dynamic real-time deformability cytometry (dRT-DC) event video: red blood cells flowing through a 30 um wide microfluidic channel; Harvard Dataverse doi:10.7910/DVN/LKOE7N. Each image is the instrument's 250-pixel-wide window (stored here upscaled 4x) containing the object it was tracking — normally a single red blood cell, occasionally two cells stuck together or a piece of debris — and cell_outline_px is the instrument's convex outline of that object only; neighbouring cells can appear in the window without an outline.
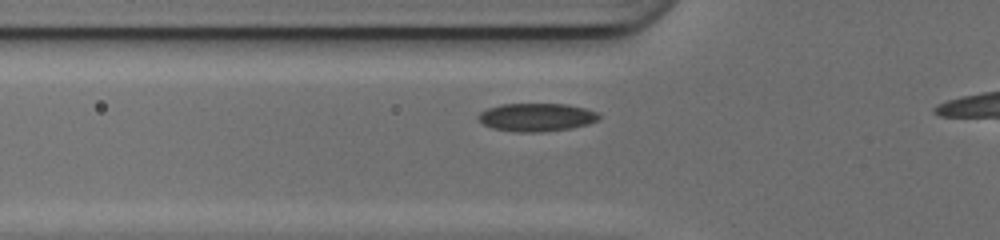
{"species": "common noctule bat (a hibernating species)", "species_latin": "Nyctalus noctula", "temperature_condition": "cold", "stored_images_in_passage": 34, "camera_frame_rate_fps": 3000, "um_per_image_px": 0.085, "animal": {"sex": "female", "body_mass_g": 17.0, "forearm_length_mm": 48.0}, "frame": {"image": 1, "passage_image": 10, "time_ms": 3.0, "image_size_px": [1000, 240], "cell_outline_px": [[600, 116], [596, 120], [588, 124], [572, 128], [540, 132], [520, 132], [492, 128], [484, 124], [476, 116], [480, 112], [488, 108], [500, 104], [568, 104], [600, 112]], "centroid_in_image_um": [45.62, 9.96], "position_along_channel_um": 80.2, "area_um2": 19.77}}
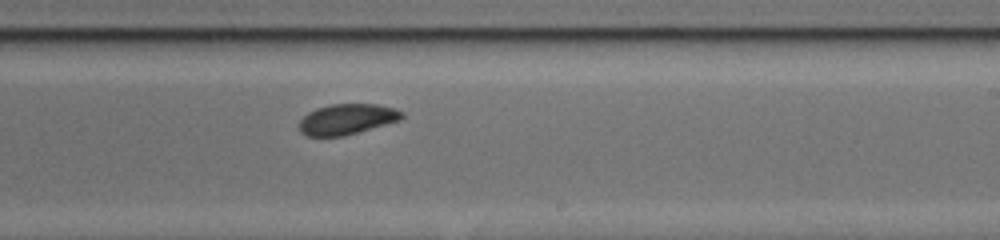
{"frame": {"image": 2, "passage_image": 23, "time_ms": 7.333, "image_size_px": [1000, 240], "cell_outline_px": [[404, 116], [400, 120], [344, 136], [308, 136], [300, 132], [300, 120], [308, 112], [316, 108], [332, 104], [376, 104], [392, 108], [404, 112]], "centroid_in_image_um": [29.49, 10.13], "position_along_channel_um": 259.5, "area_um2": 18.15}}
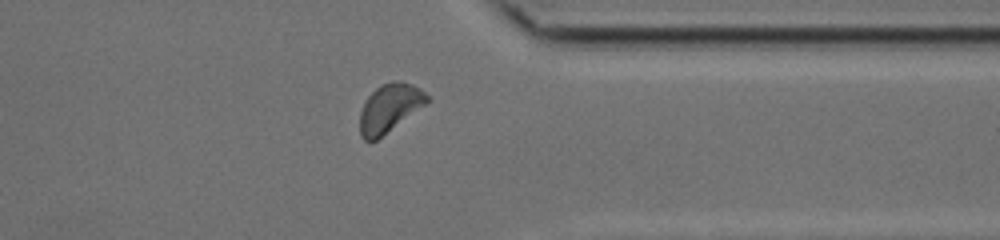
{"frame": {"image": 3, "passage_image": 32, "time_ms": 10.333, "image_size_px": [1000, 240], "cell_outline_px": [[428, 104], [376, 140], [364, 140], [360, 136], [360, 112], [368, 96], [380, 84], [392, 80], [396, 80], [412, 84], [420, 88], [428, 96]], "centroid_in_image_um": [33.13, 9.17], "position_along_channel_um": 378.3, "area_um2": 18.96}}